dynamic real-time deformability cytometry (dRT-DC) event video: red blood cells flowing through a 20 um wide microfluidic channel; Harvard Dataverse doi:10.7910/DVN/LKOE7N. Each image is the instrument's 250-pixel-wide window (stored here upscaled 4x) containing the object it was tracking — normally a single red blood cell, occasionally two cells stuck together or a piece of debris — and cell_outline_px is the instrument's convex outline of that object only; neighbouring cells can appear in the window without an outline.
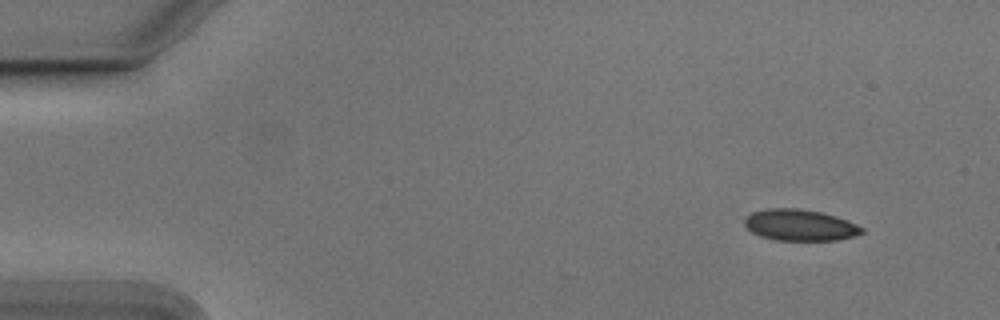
{"species": "Egyptian fruit bat (a non-hibernating species)", "species_latin": "Rousettus aegyptiacus", "temperature_condition": "cold", "stored_images_in_passage": 27, "camera_frame_rate_fps": 3000, "um_per_image_px": 0.085, "animal": {"sex": "male"}, "frame": {"image": 1, "passage_image": 1, "time_ms": 0.0, "image_size_px": [1000, 320], "cell_outline_px": [[864, 232], [856, 236], [836, 240], [776, 240], [760, 236], [752, 232], [744, 224], [744, 220], [752, 212], [768, 208], [796, 208], [820, 212], [836, 216], [848, 220], [864, 228]], "centroid_in_image_um": [68.02, 19.13], "position_along_channel_um": 17.0, "area_um2": 21.39}}
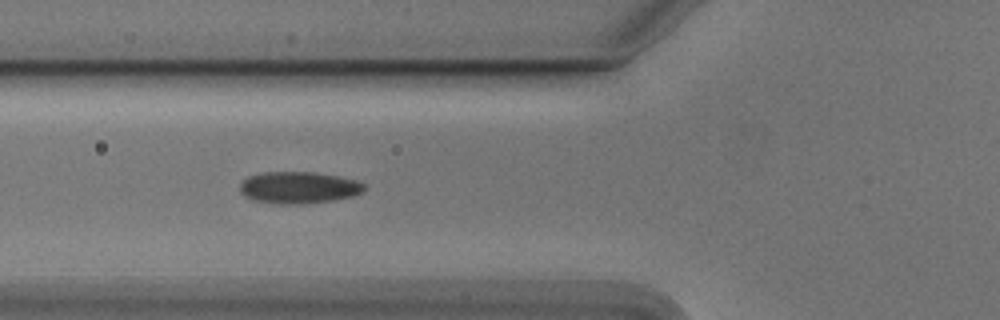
{"frame": {"image": 2, "passage_image": 16, "time_ms": 5.0, "image_size_px": [1000, 320], "cell_outline_px": [[364, 192], [352, 196], [332, 200], [300, 204], [280, 204], [252, 200], [244, 196], [240, 192], [240, 184], [248, 176], [264, 172], [312, 172], [336, 176], [356, 180], [364, 184]], "centroid_in_image_um": [25.36, 15.94], "position_along_channel_um": 100.4, "area_um2": 22.95}}
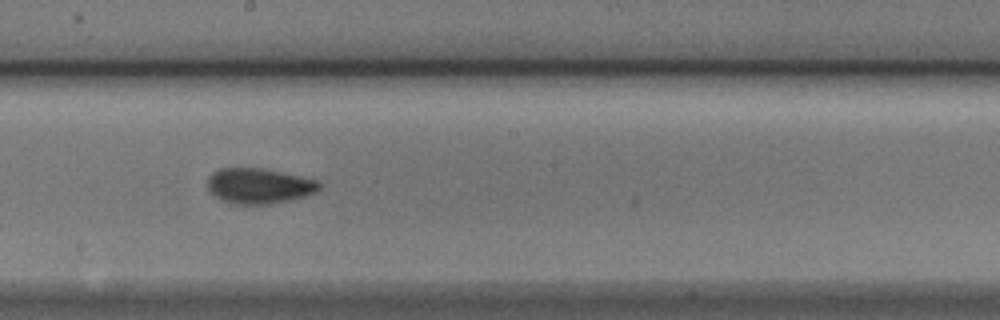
{"frame": {"image": 3, "passage_image": 26, "time_ms": 8.333, "image_size_px": [1000, 320], "cell_outline_px": [[320, 188], [316, 192], [308, 196], [292, 200], [268, 204], [232, 204], [220, 200], [208, 188], [208, 176], [212, 172], [220, 168], [260, 168], [320, 180]], "centroid_in_image_um": [22.04, 15.81], "position_along_channel_um": 226.2, "area_um2": 23.18}}